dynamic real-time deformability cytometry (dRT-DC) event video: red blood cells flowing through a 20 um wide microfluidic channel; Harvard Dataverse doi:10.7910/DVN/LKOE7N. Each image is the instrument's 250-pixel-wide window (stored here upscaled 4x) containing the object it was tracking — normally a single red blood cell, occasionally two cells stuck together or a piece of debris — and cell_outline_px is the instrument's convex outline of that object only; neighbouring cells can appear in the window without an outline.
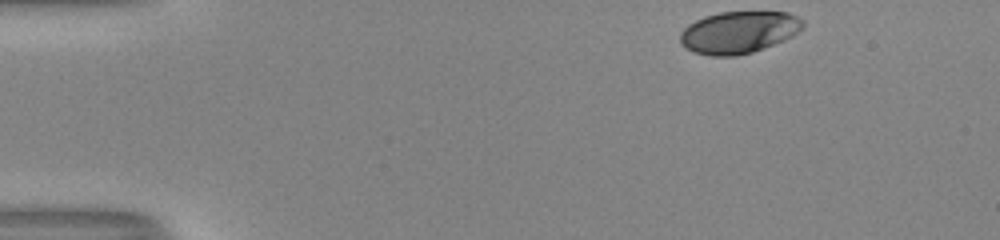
{"species": "human", "species_latin": "Homo sapiens", "temperature_condition": "room temperature", "stored_images_in_passage": 38, "camera_frame_rate_fps": 3000, "um_per_image_px": 0.085, "donor": {"sex": "male"}, "frame": {"image": 1, "passage_image": 1, "time_ms": 0.0, "image_size_px": [1000, 240], "cell_outline_px": [[804, 28], [792, 36], [752, 52], [736, 56], [708, 56], [692, 52], [684, 48], [680, 44], [680, 32], [688, 24], [704, 16], [720, 12], [788, 12], [804, 20]], "centroid_in_image_um": [62.75, 2.75], "position_along_channel_um": 22.2, "area_um2": 30.23}}
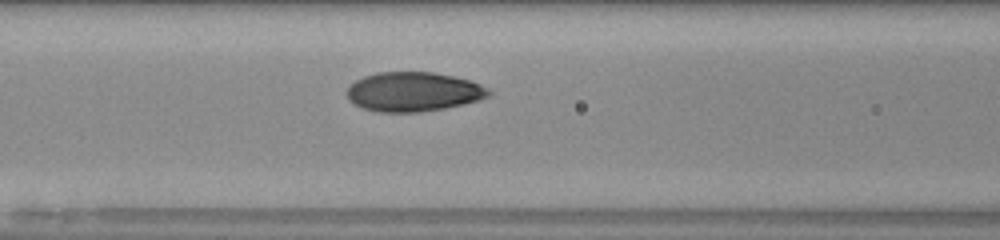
{"frame": {"image": 2, "passage_image": 17, "time_ms": 5.333, "image_size_px": [1000, 240], "cell_outline_px": [[492, 96], [480, 100], [444, 108], [416, 112], [376, 112], [364, 108], [348, 100], [344, 92], [356, 80], [364, 76], [380, 72], [432, 72], [452, 76], [468, 80], [480, 84], [488, 88], [492, 92]], "centroid_in_image_um": [35.14, 7.8], "position_along_channel_um": 131.5, "area_um2": 32.54}}
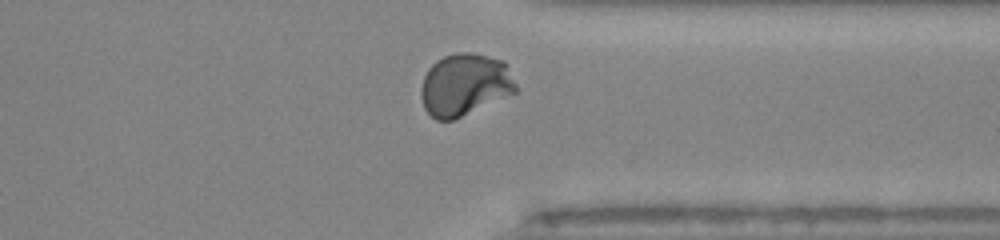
{"frame": {"image": 3, "passage_image": 35, "time_ms": 11.333, "image_size_px": [1000, 240], "cell_outline_px": [[516, 92], [452, 120], [436, 120], [424, 108], [420, 96], [420, 88], [424, 76], [428, 68], [436, 60], [444, 56], [456, 52], [472, 52], [504, 60], [516, 84]], "centroid_in_image_um": [39.48, 7.18], "position_along_channel_um": 371.9, "area_um2": 34.33}, "authors_computed_cell_mechanics": {"area_um2": 32.5414, "velocity_mm_per_s": 4.024, "shape_relaxation_time_tau1_ms": 5.1419, "shape_relaxation_time_tau2_ms": null, "deformation_change_tau1": 0.2107, "deformation_change_tau2": null}}